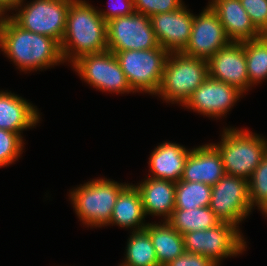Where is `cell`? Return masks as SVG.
<instances>
[{
  "instance_id": "1",
  "label": "cell",
  "mask_w": 267,
  "mask_h": 266,
  "mask_svg": "<svg viewBox=\"0 0 267 266\" xmlns=\"http://www.w3.org/2000/svg\"><path fill=\"white\" fill-rule=\"evenodd\" d=\"M0 49L25 73L64 63L60 44L55 39L24 30L9 16L0 27Z\"/></svg>"
},
{
  "instance_id": "2",
  "label": "cell",
  "mask_w": 267,
  "mask_h": 266,
  "mask_svg": "<svg viewBox=\"0 0 267 266\" xmlns=\"http://www.w3.org/2000/svg\"><path fill=\"white\" fill-rule=\"evenodd\" d=\"M64 62L107 50V22L98 9L85 0H74L68 9L64 37L60 43Z\"/></svg>"
},
{
  "instance_id": "3",
  "label": "cell",
  "mask_w": 267,
  "mask_h": 266,
  "mask_svg": "<svg viewBox=\"0 0 267 266\" xmlns=\"http://www.w3.org/2000/svg\"><path fill=\"white\" fill-rule=\"evenodd\" d=\"M222 157L225 173L249 180L267 155V139L248 129L225 127L220 143H212Z\"/></svg>"
},
{
  "instance_id": "4",
  "label": "cell",
  "mask_w": 267,
  "mask_h": 266,
  "mask_svg": "<svg viewBox=\"0 0 267 266\" xmlns=\"http://www.w3.org/2000/svg\"><path fill=\"white\" fill-rule=\"evenodd\" d=\"M113 179H92L72 188L69 200L79 220L87 227H106L120 191L128 183H118Z\"/></svg>"
},
{
  "instance_id": "5",
  "label": "cell",
  "mask_w": 267,
  "mask_h": 266,
  "mask_svg": "<svg viewBox=\"0 0 267 266\" xmlns=\"http://www.w3.org/2000/svg\"><path fill=\"white\" fill-rule=\"evenodd\" d=\"M208 76V61L183 53H169L156 96L166 103L183 106Z\"/></svg>"
},
{
  "instance_id": "6",
  "label": "cell",
  "mask_w": 267,
  "mask_h": 266,
  "mask_svg": "<svg viewBox=\"0 0 267 266\" xmlns=\"http://www.w3.org/2000/svg\"><path fill=\"white\" fill-rule=\"evenodd\" d=\"M169 52L160 45L149 50L116 52L121 69L134 93L156 95Z\"/></svg>"
},
{
  "instance_id": "7",
  "label": "cell",
  "mask_w": 267,
  "mask_h": 266,
  "mask_svg": "<svg viewBox=\"0 0 267 266\" xmlns=\"http://www.w3.org/2000/svg\"><path fill=\"white\" fill-rule=\"evenodd\" d=\"M183 240L185 251L203 255L219 266L224 258L240 256L247 249L239 227L225 221L209 229L187 232Z\"/></svg>"
},
{
  "instance_id": "8",
  "label": "cell",
  "mask_w": 267,
  "mask_h": 266,
  "mask_svg": "<svg viewBox=\"0 0 267 266\" xmlns=\"http://www.w3.org/2000/svg\"><path fill=\"white\" fill-rule=\"evenodd\" d=\"M22 0L9 17L22 29L46 35L61 43L67 12L74 0ZM18 11V12H16Z\"/></svg>"
},
{
  "instance_id": "9",
  "label": "cell",
  "mask_w": 267,
  "mask_h": 266,
  "mask_svg": "<svg viewBox=\"0 0 267 266\" xmlns=\"http://www.w3.org/2000/svg\"><path fill=\"white\" fill-rule=\"evenodd\" d=\"M71 67L84 82L96 90L118 94L134 93L117 57L109 50L84 55Z\"/></svg>"
},
{
  "instance_id": "10",
  "label": "cell",
  "mask_w": 267,
  "mask_h": 266,
  "mask_svg": "<svg viewBox=\"0 0 267 266\" xmlns=\"http://www.w3.org/2000/svg\"><path fill=\"white\" fill-rule=\"evenodd\" d=\"M209 207L221 221L240 227L254 209L249 199L248 180L225 174L212 186Z\"/></svg>"
},
{
  "instance_id": "11",
  "label": "cell",
  "mask_w": 267,
  "mask_h": 266,
  "mask_svg": "<svg viewBox=\"0 0 267 266\" xmlns=\"http://www.w3.org/2000/svg\"><path fill=\"white\" fill-rule=\"evenodd\" d=\"M159 46L150 17L133 13L107 22V50L113 54L128 50H149Z\"/></svg>"
},
{
  "instance_id": "12",
  "label": "cell",
  "mask_w": 267,
  "mask_h": 266,
  "mask_svg": "<svg viewBox=\"0 0 267 266\" xmlns=\"http://www.w3.org/2000/svg\"><path fill=\"white\" fill-rule=\"evenodd\" d=\"M230 42L218 16L207 4L199 15H194L191 36L181 53L208 61Z\"/></svg>"
},
{
  "instance_id": "13",
  "label": "cell",
  "mask_w": 267,
  "mask_h": 266,
  "mask_svg": "<svg viewBox=\"0 0 267 266\" xmlns=\"http://www.w3.org/2000/svg\"><path fill=\"white\" fill-rule=\"evenodd\" d=\"M243 95L236 87L208 76L183 107L217 120L225 117Z\"/></svg>"
},
{
  "instance_id": "14",
  "label": "cell",
  "mask_w": 267,
  "mask_h": 266,
  "mask_svg": "<svg viewBox=\"0 0 267 266\" xmlns=\"http://www.w3.org/2000/svg\"><path fill=\"white\" fill-rule=\"evenodd\" d=\"M209 76L246 93L252 87L246 68L243 42H230L208 60Z\"/></svg>"
},
{
  "instance_id": "15",
  "label": "cell",
  "mask_w": 267,
  "mask_h": 266,
  "mask_svg": "<svg viewBox=\"0 0 267 266\" xmlns=\"http://www.w3.org/2000/svg\"><path fill=\"white\" fill-rule=\"evenodd\" d=\"M159 45L169 53H181L191 36L194 14L184 5L177 11L150 17Z\"/></svg>"
},
{
  "instance_id": "16",
  "label": "cell",
  "mask_w": 267,
  "mask_h": 266,
  "mask_svg": "<svg viewBox=\"0 0 267 266\" xmlns=\"http://www.w3.org/2000/svg\"><path fill=\"white\" fill-rule=\"evenodd\" d=\"M225 174L221 154L213 144L208 143L191 149L180 180L213 186Z\"/></svg>"
},
{
  "instance_id": "17",
  "label": "cell",
  "mask_w": 267,
  "mask_h": 266,
  "mask_svg": "<svg viewBox=\"0 0 267 266\" xmlns=\"http://www.w3.org/2000/svg\"><path fill=\"white\" fill-rule=\"evenodd\" d=\"M210 1V2H209ZM231 42H245L263 34L254 26L240 0H209Z\"/></svg>"
},
{
  "instance_id": "18",
  "label": "cell",
  "mask_w": 267,
  "mask_h": 266,
  "mask_svg": "<svg viewBox=\"0 0 267 266\" xmlns=\"http://www.w3.org/2000/svg\"><path fill=\"white\" fill-rule=\"evenodd\" d=\"M28 100L8 91H0V129L17 134L40 123L38 108Z\"/></svg>"
},
{
  "instance_id": "19",
  "label": "cell",
  "mask_w": 267,
  "mask_h": 266,
  "mask_svg": "<svg viewBox=\"0 0 267 266\" xmlns=\"http://www.w3.org/2000/svg\"><path fill=\"white\" fill-rule=\"evenodd\" d=\"M191 149L164 141L150 153L148 177L177 183L183 175L185 162Z\"/></svg>"
},
{
  "instance_id": "20",
  "label": "cell",
  "mask_w": 267,
  "mask_h": 266,
  "mask_svg": "<svg viewBox=\"0 0 267 266\" xmlns=\"http://www.w3.org/2000/svg\"><path fill=\"white\" fill-rule=\"evenodd\" d=\"M137 184L145 216H162L163 221H168L175 209L176 183L146 175L144 181Z\"/></svg>"
},
{
  "instance_id": "21",
  "label": "cell",
  "mask_w": 267,
  "mask_h": 266,
  "mask_svg": "<svg viewBox=\"0 0 267 266\" xmlns=\"http://www.w3.org/2000/svg\"><path fill=\"white\" fill-rule=\"evenodd\" d=\"M145 213L139 190L132 183H128L119 193L113 208L109 225L130 228L132 232L144 230Z\"/></svg>"
},
{
  "instance_id": "22",
  "label": "cell",
  "mask_w": 267,
  "mask_h": 266,
  "mask_svg": "<svg viewBox=\"0 0 267 266\" xmlns=\"http://www.w3.org/2000/svg\"><path fill=\"white\" fill-rule=\"evenodd\" d=\"M162 222V223H161ZM149 223L145 231L149 234L155 249L159 266H165L185 252L183 235L167 221Z\"/></svg>"
},
{
  "instance_id": "23",
  "label": "cell",
  "mask_w": 267,
  "mask_h": 266,
  "mask_svg": "<svg viewBox=\"0 0 267 266\" xmlns=\"http://www.w3.org/2000/svg\"><path fill=\"white\" fill-rule=\"evenodd\" d=\"M179 234L190 231L204 230L215 227L221 220L213 213L209 206L196 209H174L167 221Z\"/></svg>"
},
{
  "instance_id": "24",
  "label": "cell",
  "mask_w": 267,
  "mask_h": 266,
  "mask_svg": "<svg viewBox=\"0 0 267 266\" xmlns=\"http://www.w3.org/2000/svg\"><path fill=\"white\" fill-rule=\"evenodd\" d=\"M249 83L253 87L267 79V34L243 42Z\"/></svg>"
},
{
  "instance_id": "25",
  "label": "cell",
  "mask_w": 267,
  "mask_h": 266,
  "mask_svg": "<svg viewBox=\"0 0 267 266\" xmlns=\"http://www.w3.org/2000/svg\"><path fill=\"white\" fill-rule=\"evenodd\" d=\"M123 263L130 266H159L155 249L145 230L131 232Z\"/></svg>"
},
{
  "instance_id": "26",
  "label": "cell",
  "mask_w": 267,
  "mask_h": 266,
  "mask_svg": "<svg viewBox=\"0 0 267 266\" xmlns=\"http://www.w3.org/2000/svg\"><path fill=\"white\" fill-rule=\"evenodd\" d=\"M212 186L179 180L175 187V209H196L210 204Z\"/></svg>"
},
{
  "instance_id": "27",
  "label": "cell",
  "mask_w": 267,
  "mask_h": 266,
  "mask_svg": "<svg viewBox=\"0 0 267 266\" xmlns=\"http://www.w3.org/2000/svg\"><path fill=\"white\" fill-rule=\"evenodd\" d=\"M249 199L252 208L258 207L259 211L267 217V155L248 180Z\"/></svg>"
},
{
  "instance_id": "28",
  "label": "cell",
  "mask_w": 267,
  "mask_h": 266,
  "mask_svg": "<svg viewBox=\"0 0 267 266\" xmlns=\"http://www.w3.org/2000/svg\"><path fill=\"white\" fill-rule=\"evenodd\" d=\"M24 144L21 134L0 129V168L18 160L23 153Z\"/></svg>"
},
{
  "instance_id": "29",
  "label": "cell",
  "mask_w": 267,
  "mask_h": 266,
  "mask_svg": "<svg viewBox=\"0 0 267 266\" xmlns=\"http://www.w3.org/2000/svg\"><path fill=\"white\" fill-rule=\"evenodd\" d=\"M135 13L151 17L160 13L177 11L185 4L183 0H133Z\"/></svg>"
},
{
  "instance_id": "30",
  "label": "cell",
  "mask_w": 267,
  "mask_h": 266,
  "mask_svg": "<svg viewBox=\"0 0 267 266\" xmlns=\"http://www.w3.org/2000/svg\"><path fill=\"white\" fill-rule=\"evenodd\" d=\"M254 26L267 34V0H240Z\"/></svg>"
},
{
  "instance_id": "31",
  "label": "cell",
  "mask_w": 267,
  "mask_h": 266,
  "mask_svg": "<svg viewBox=\"0 0 267 266\" xmlns=\"http://www.w3.org/2000/svg\"><path fill=\"white\" fill-rule=\"evenodd\" d=\"M108 4H111L112 6L106 11L104 9L98 10L99 14L106 22H109L114 18L132 15L135 12L133 0H112L111 3Z\"/></svg>"
},
{
  "instance_id": "32",
  "label": "cell",
  "mask_w": 267,
  "mask_h": 266,
  "mask_svg": "<svg viewBox=\"0 0 267 266\" xmlns=\"http://www.w3.org/2000/svg\"><path fill=\"white\" fill-rule=\"evenodd\" d=\"M165 266H219L213 260L195 253L185 251Z\"/></svg>"
},
{
  "instance_id": "33",
  "label": "cell",
  "mask_w": 267,
  "mask_h": 266,
  "mask_svg": "<svg viewBox=\"0 0 267 266\" xmlns=\"http://www.w3.org/2000/svg\"><path fill=\"white\" fill-rule=\"evenodd\" d=\"M22 0H0V11L5 15L9 16L7 13L10 10H16V7L20 4Z\"/></svg>"
},
{
  "instance_id": "34",
  "label": "cell",
  "mask_w": 267,
  "mask_h": 266,
  "mask_svg": "<svg viewBox=\"0 0 267 266\" xmlns=\"http://www.w3.org/2000/svg\"><path fill=\"white\" fill-rule=\"evenodd\" d=\"M6 16L0 11V27H1V25L3 24V21H4V18H5Z\"/></svg>"
},
{
  "instance_id": "35",
  "label": "cell",
  "mask_w": 267,
  "mask_h": 266,
  "mask_svg": "<svg viewBox=\"0 0 267 266\" xmlns=\"http://www.w3.org/2000/svg\"><path fill=\"white\" fill-rule=\"evenodd\" d=\"M118 266H130V265H127V264H125V263H120V265H118Z\"/></svg>"
}]
</instances>
